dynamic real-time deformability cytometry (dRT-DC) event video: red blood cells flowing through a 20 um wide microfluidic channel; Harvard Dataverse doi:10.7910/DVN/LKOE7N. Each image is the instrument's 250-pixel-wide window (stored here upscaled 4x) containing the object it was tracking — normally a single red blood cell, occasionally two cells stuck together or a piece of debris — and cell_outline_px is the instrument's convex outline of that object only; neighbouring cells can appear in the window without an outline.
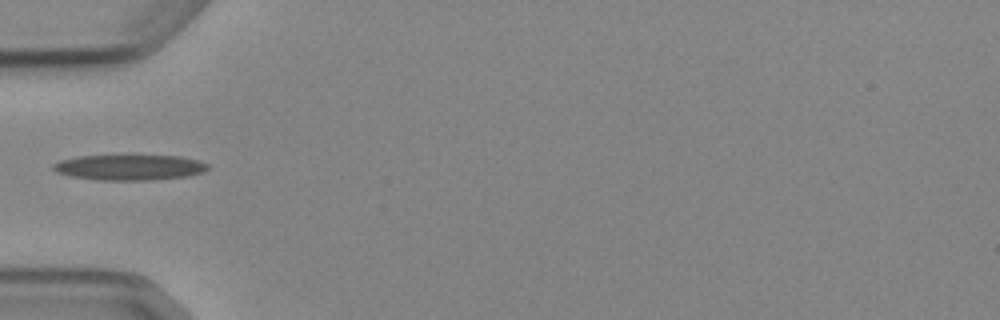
{"species": "Egyptian fruit bat (a non-hibernating species)", "species_latin": "Rousettus aegyptiacus", "temperature_condition": "cold", "stored_images_in_passage": 3, "camera_frame_rate_fps": 3000, "um_per_image_px": 0.085, "animal": {"sex": "female"}, "frame": {"image": 1, "passage_image": 3, "time_ms": 3.0, "image_size_px": [1000, 320], "cell_outline_px": [[208, 168], [204, 172], [188, 176], [152, 180], [96, 180], [72, 176], [56, 172], [52, 168], [52, 164], [60, 160], [76, 156], [180, 156], [196, 160], [208, 164]], "centroid_in_image_um": [10.98, 14.23], "position_along_channel_um": 74.0, "area_um2": 22.89}}